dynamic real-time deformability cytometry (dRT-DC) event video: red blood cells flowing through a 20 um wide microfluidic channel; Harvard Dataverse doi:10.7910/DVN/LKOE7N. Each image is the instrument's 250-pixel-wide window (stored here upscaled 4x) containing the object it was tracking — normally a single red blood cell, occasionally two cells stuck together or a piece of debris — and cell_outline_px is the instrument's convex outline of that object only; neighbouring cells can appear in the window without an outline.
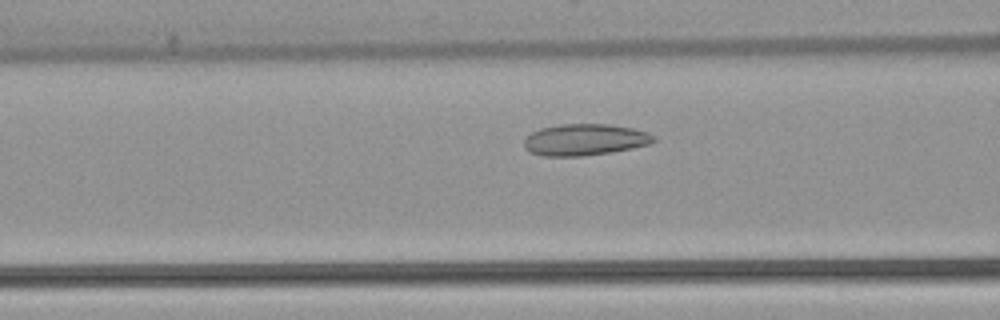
{"species": "common noctule bat (a hibernating species)", "species_latin": "Nyctalus noctula", "temperature_condition": "warm", "stored_images_in_passage": 48, "camera_frame_rate_fps": 3000, "um_per_image_px": 0.085, "animal": {"sex": "female", "body_mass_g": 22.7, "forearm_length_mm": 54.2}, "frame": {"image": 1, "passage_image": 16, "time_ms": 5.0, "image_size_px": [1000, 320], "cell_outline_px": [[656, 140], [652, 144], [612, 152], [584, 156], [544, 156], [532, 152], [524, 148], [524, 140], [532, 132], [540, 128], [560, 124], [608, 124], [632, 128], [648, 132]], "centroid_in_image_um": [49.72, 11.87], "position_along_channel_um": 116.9, "area_um2": 23.81}}
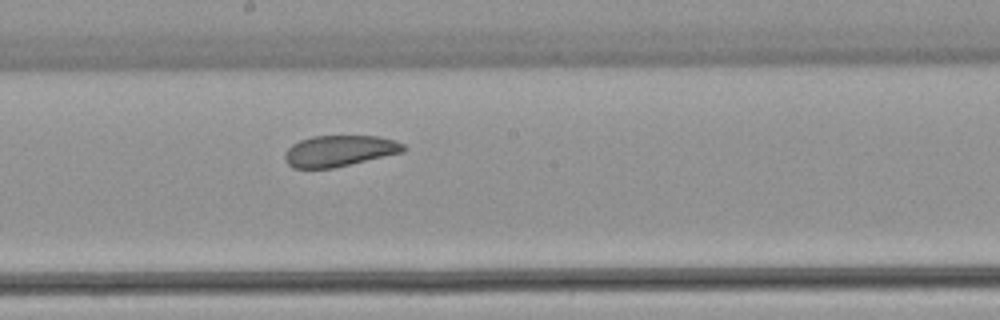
{"frame": {"image": 2, "passage_image": 24, "time_ms": 7.667, "image_size_px": [1000, 320], "cell_outline_px": [[408, 148], [404, 152], [332, 168], [292, 168], [284, 160], [284, 156], [288, 148], [292, 144], [300, 140], [312, 136], [376, 136], [396, 140], [404, 144]], "centroid_in_image_um": [28.86, 12.82], "position_along_channel_um": 219.3, "area_um2": 21.56}}
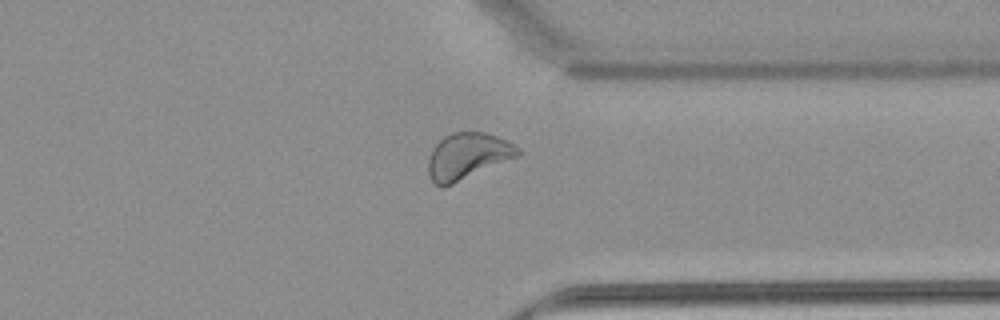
{"frame": {"image": 3, "passage_image": 36, "time_ms": 11.667, "image_size_px": [1000, 320], "cell_outline_px": [[524, 152], [520, 156], [444, 188], [440, 188], [432, 180], [428, 172], [428, 160], [432, 148], [444, 136], [452, 132], [484, 132], [496, 136], [516, 144]], "centroid_in_image_um": [39.78, 13.28], "position_along_channel_um": 371.6, "area_um2": 24.62}, "authors_computed_cell_mechanics": {"area_um2": 24.7962, "velocity_mm_per_s": 3.8526, "shape_relaxation_time_tau1_ms": 10.5869, "shape_relaxation_time_tau2_ms": 1.9943, "deformation_change_tau1": 0.1476, "deformation_change_tau2": 0.0832}}